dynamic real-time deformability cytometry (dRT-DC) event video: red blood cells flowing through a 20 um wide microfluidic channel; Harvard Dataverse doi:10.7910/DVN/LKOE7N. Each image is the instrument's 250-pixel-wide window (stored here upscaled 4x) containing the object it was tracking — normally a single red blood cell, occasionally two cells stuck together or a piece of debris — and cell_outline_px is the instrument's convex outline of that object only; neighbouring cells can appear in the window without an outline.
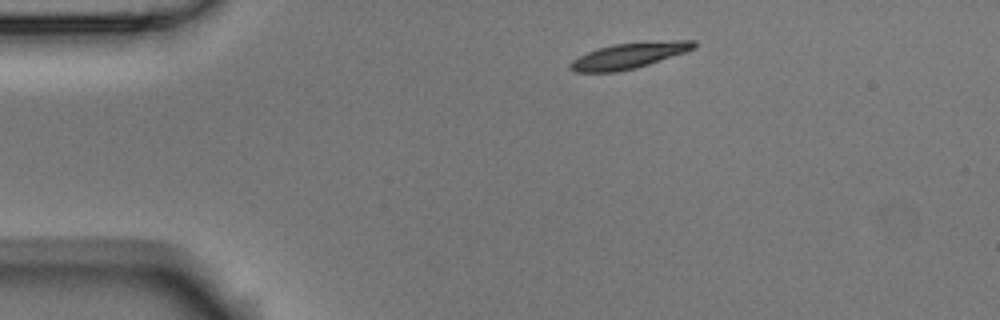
{"species": "Egyptian fruit bat (a non-hibernating species)", "species_latin": "Rousettus aegyptiacus", "temperature_condition": "room temperature", "stored_images_in_passage": 9, "camera_frame_rate_fps": 3000, "um_per_image_px": 0.085, "animal": {"sex": "male"}, "frame": {"image": 1, "passage_image": 1, "time_ms": 0.0, "image_size_px": [1000, 320], "cell_outline_px": [[696, 48], [636, 68], [616, 72], [576, 72], [568, 68], [568, 64], [572, 60], [588, 52], [612, 44], [672, 40], [696, 40]], "centroid_in_image_um": [53.45, 4.73], "position_along_channel_um": 31.5, "area_um2": 18.38}}
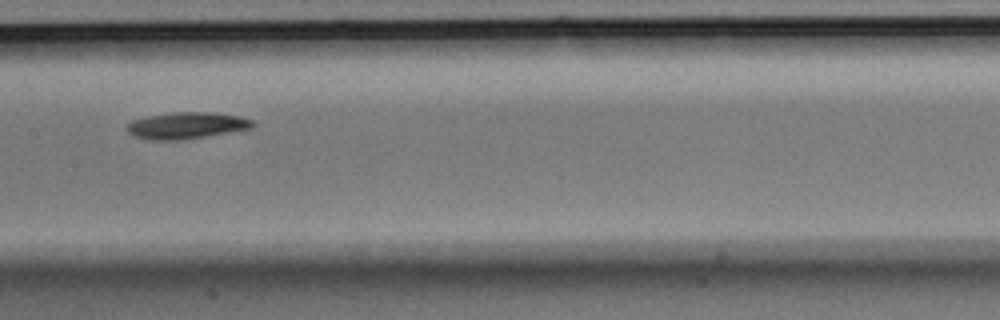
{"frame": {"image": 2, "passage_image": 6, "time_ms": 1.667, "image_size_px": [1000, 320], "cell_outline_px": [[256, 124], [252, 128], [180, 140], [148, 140], [132, 136], [124, 128], [132, 120], [148, 116], [172, 112], [212, 112], [236, 116], [252, 120]], "centroid_in_image_um": [15.79, 10.67], "position_along_channel_um": 191.6, "area_um2": 19.42}}
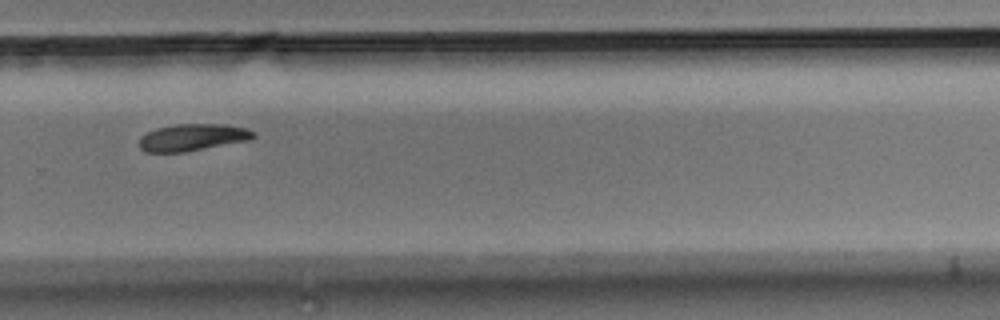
{"frame": {"image": 3, "passage_image": 9, "time_ms": 2.667, "image_size_px": [1000, 320], "cell_outline_px": [[256, 136], [252, 140], [184, 152], [144, 152], [140, 148], [140, 136], [156, 128], [176, 124], [224, 124], [244, 128], [256, 132]], "centroid_in_image_um": [16.39, 11.68], "position_along_channel_um": 313.4, "area_um2": 18.03}}